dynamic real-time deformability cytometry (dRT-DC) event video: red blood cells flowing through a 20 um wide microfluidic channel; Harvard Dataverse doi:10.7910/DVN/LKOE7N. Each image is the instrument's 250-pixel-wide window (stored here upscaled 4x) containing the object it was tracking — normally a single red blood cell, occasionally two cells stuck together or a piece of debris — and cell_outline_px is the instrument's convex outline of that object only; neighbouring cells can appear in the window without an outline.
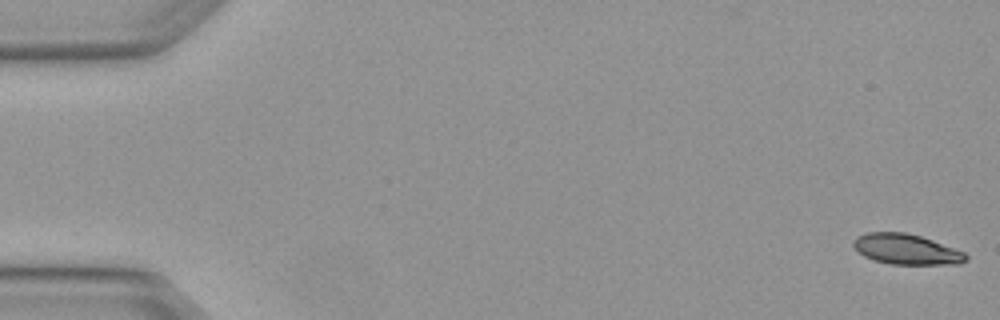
{"species": "Egyptian fruit bat (a non-hibernating species)", "species_latin": "Rousettus aegyptiacus", "temperature_condition": "warm", "stored_images_in_passage": 4, "camera_frame_rate_fps": 3000, "um_per_image_px": 0.085, "animal": {"sex": "female"}, "frame": {"image": 1, "passage_image": 1, "time_ms": 0.0, "image_size_px": [1000, 320], "cell_outline_px": [[968, 260], [960, 264], [892, 264], [872, 260], [864, 256], [852, 244], [852, 240], [856, 236], [868, 232], [904, 232], [920, 236], [932, 240], [964, 252], [968, 256]], "centroid_in_image_um": [77.03, 21.19], "position_along_channel_um": 8.0, "area_um2": 19.88}}
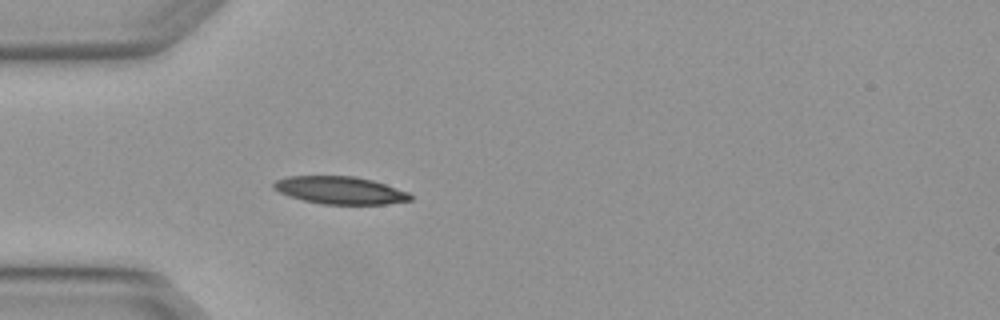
{"frame": {"image": 2, "passage_image": 4, "time_ms": 1.0, "image_size_px": [1000, 320], "cell_outline_px": [[412, 200], [384, 204], [324, 204], [304, 200], [280, 192], [272, 184], [276, 180], [284, 176], [356, 176], [372, 180], [408, 192], [412, 196]], "centroid_in_image_um": [28.92, 16.16], "position_along_channel_um": 56.1, "area_um2": 21.68}}